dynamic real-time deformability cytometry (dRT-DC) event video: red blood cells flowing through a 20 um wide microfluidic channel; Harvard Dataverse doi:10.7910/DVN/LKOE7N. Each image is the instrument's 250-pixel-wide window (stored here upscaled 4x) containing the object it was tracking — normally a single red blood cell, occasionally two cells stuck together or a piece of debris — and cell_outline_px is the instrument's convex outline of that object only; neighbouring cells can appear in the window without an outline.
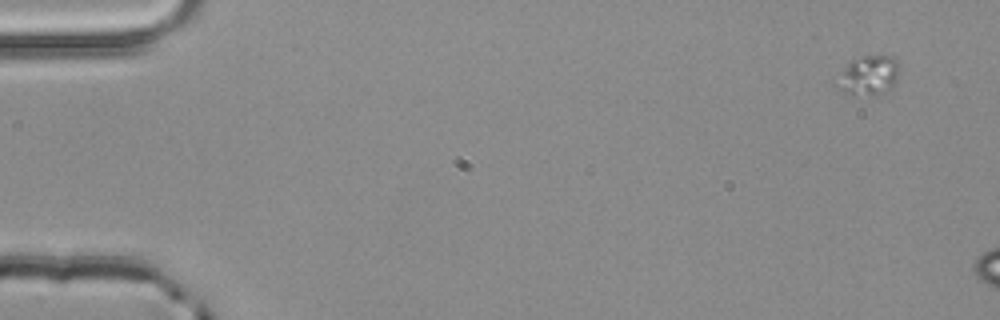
{"species": "common noctule bat (a hibernating species)", "species_latin": "Nyctalus noctula", "temperature_condition": "room temperature", "stored_images_in_passage": 3, "segment_of_instrument_passage": [1, 2], "camera_frame_rate_fps": 3000, "um_per_image_px": 0.085, "animal": {"sex": "male", "body_mass_g": 20.4}, "frame": {"image": 1, "passage_image": 1, "time_ms": 0.0, "image_size_px": [1000, 320], "cell_outline_px": [[900, 76], [896, 84], [872, 96], [852, 96], [836, 88], [832, 84], [832, 80], [852, 60], [864, 56], [892, 56], [896, 60], [900, 68]], "centroid_in_image_um": [73.77, 6.45], "position_along_channel_um": 11.2, "area_um2": 14.91}}